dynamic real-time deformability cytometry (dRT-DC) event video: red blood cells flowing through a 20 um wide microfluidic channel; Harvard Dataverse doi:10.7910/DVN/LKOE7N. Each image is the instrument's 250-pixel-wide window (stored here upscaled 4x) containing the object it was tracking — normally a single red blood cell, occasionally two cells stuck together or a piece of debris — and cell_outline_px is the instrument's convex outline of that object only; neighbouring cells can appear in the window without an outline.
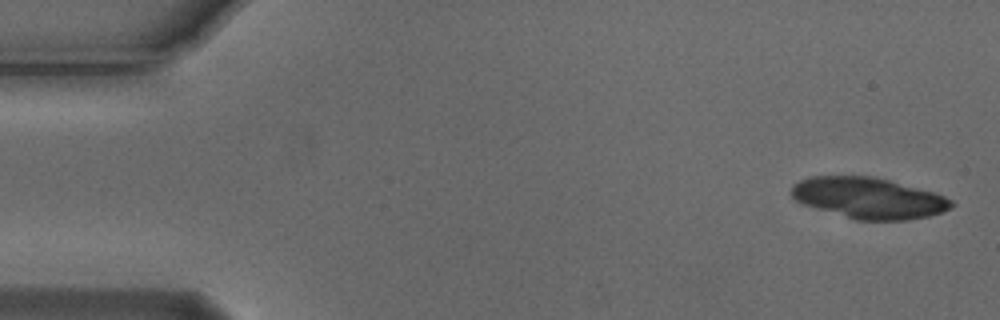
{"species": "Egyptian fruit bat (a non-hibernating species)", "species_latin": "Rousettus aegyptiacus", "temperature_condition": "cold", "stored_images_in_passage": 5, "camera_frame_rate_fps": 3000, "um_per_image_px": 0.085, "animal": {"sex": "male"}, "frame": {"image": 1, "passage_image": 1, "time_ms": 0.0, "image_size_px": [1000, 320], "cell_outline_px": [[956, 204], [952, 208], [928, 216], [908, 220], [856, 220], [804, 204], [796, 200], [792, 196], [792, 184], [800, 180], [812, 176], [872, 176], [888, 180], [932, 192], [944, 196], [952, 200]], "centroid_in_image_um": [73.84, 16.83], "position_along_channel_um": 11.2, "area_um2": 37.86}}